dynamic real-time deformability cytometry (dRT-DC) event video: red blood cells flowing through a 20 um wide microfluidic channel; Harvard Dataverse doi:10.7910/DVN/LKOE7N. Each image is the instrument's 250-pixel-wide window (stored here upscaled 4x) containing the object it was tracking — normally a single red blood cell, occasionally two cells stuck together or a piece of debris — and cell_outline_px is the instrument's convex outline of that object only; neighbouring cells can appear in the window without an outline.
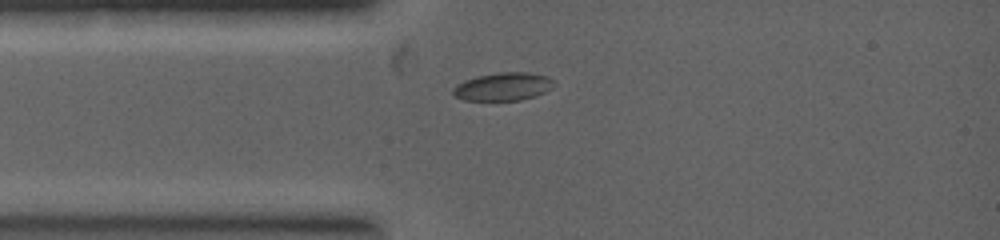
{"species": "common noctule bat (a hibernating species)", "species_latin": "Nyctalus noctula", "temperature_condition": "warm", "stored_images_in_passage": 5, "camera_frame_rate_fps": 5000, "um_per_image_px": 0.085, "animal": {"sex": "female", "body_mass_g": 19.0, "forearm_length_mm": 53.3}, "frame": {"image": 1, "passage_image": 1, "time_ms": 0.0, "image_size_px": [1000, 240], "cell_outline_px": [[552, 88], [536, 96], [520, 100], [464, 100], [456, 96], [452, 92], [452, 88], [464, 80], [480, 76], [504, 72], [524, 72], [544, 76], [552, 80]], "centroid_in_image_um": [42.74, 7.37], "position_along_channel_um": 42.3, "area_um2": 16.07}}
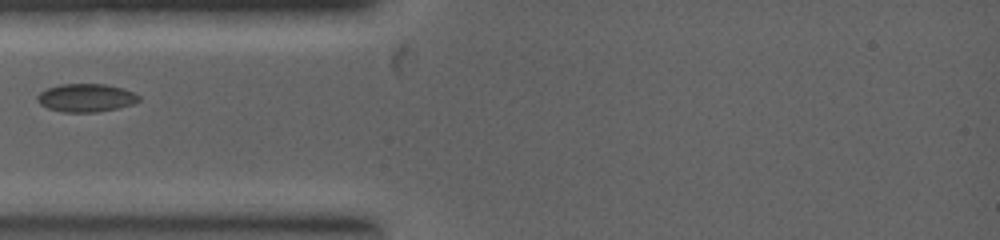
{"frame": {"image": 2, "passage_image": 2, "time_ms": 0.6, "image_size_px": [1000, 240], "cell_outline_px": [[140, 100], [132, 104], [116, 108], [96, 112], [64, 112], [48, 108], [40, 104], [36, 100], [36, 96], [40, 92], [48, 88], [64, 84], [104, 84], [120, 88], [132, 92], [140, 96]], "centroid_in_image_um": [7.28, 8.32], "position_along_channel_um": 77.7, "area_um2": 16.42}}
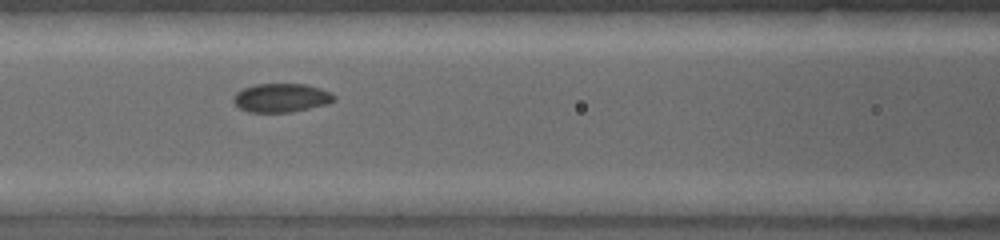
{"frame": {"image": 3, "passage_image": 4, "time_ms": 1.6, "image_size_px": [1000, 240], "cell_outline_px": [[336, 100], [328, 104], [292, 112], [248, 112], [240, 108], [232, 100], [236, 92], [244, 88], [256, 84], [304, 84], [320, 88], [336, 96]], "centroid_in_image_um": [23.92, 8.32], "position_along_channel_um": 142.7, "area_um2": 16.82}}